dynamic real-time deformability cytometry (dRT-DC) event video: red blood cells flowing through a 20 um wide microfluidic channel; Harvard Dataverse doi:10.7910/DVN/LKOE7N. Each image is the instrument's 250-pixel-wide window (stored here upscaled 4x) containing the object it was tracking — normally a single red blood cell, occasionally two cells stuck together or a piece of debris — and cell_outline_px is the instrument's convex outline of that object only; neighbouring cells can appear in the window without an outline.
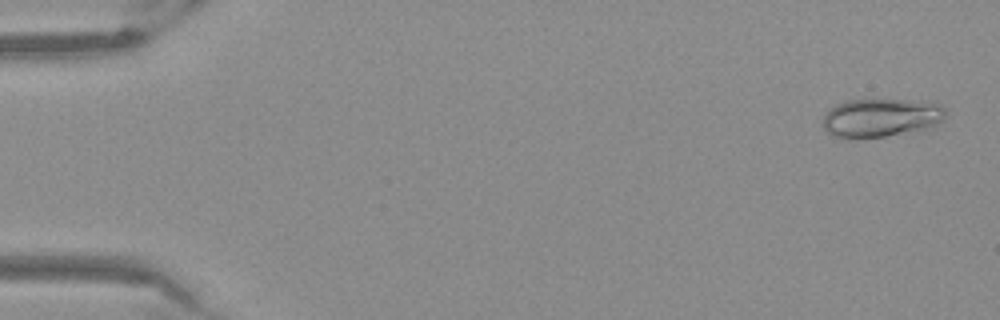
{"species": "Egyptian fruit bat (a non-hibernating species)", "species_latin": "Rousettus aegyptiacus", "temperature_condition": "warm", "stored_images_in_passage": 52, "camera_frame_rate_fps": 3000, "um_per_image_px": 0.085, "frame": {"image": 1, "passage_image": 2, "time_ms": 0.333, "image_size_px": [1000, 320], "cell_outline_px": [[948, 112], [944, 120], [932, 128], [884, 136], [848, 140], [836, 136], [828, 132], [824, 128], [824, 116], [828, 108], [836, 104], [848, 100], [904, 100], [940, 104], [948, 108]], "centroid_in_image_um": [74.92, 10.02], "position_along_channel_um": 10.1, "area_um2": 27.92}}
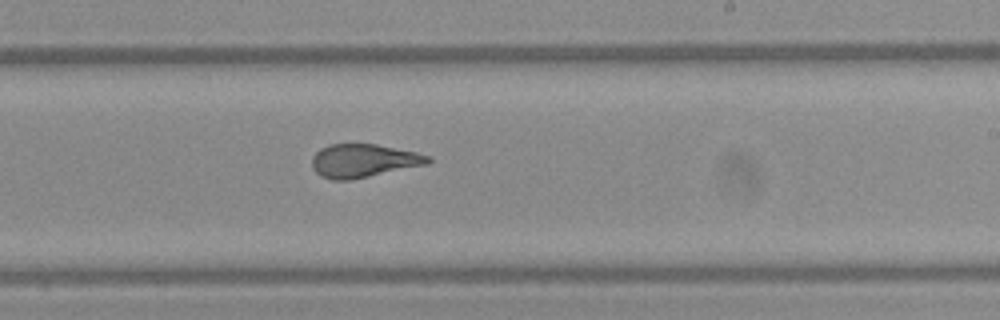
{"frame": {"image": 2, "passage_image": 32, "time_ms": 10.333, "image_size_px": [1000, 320], "cell_outline_px": [[432, 160], [428, 164], [348, 180], [332, 180], [320, 176], [312, 168], [312, 156], [320, 148], [328, 144], [376, 144], [416, 152], [432, 156]], "centroid_in_image_um": [30.88, 13.65], "position_along_channel_um": 258.1, "area_um2": 22.54}}
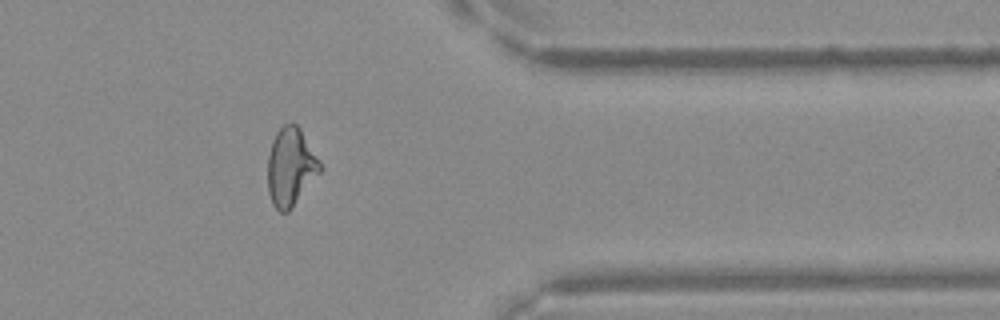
{"frame": {"image": 3, "passage_image": 43, "time_ms": 14.0, "image_size_px": [1000, 320], "cell_outline_px": [[324, 168], [292, 208], [288, 212], [280, 212], [272, 204], [268, 192], [268, 156], [272, 140], [276, 132], [284, 124], [296, 124], [300, 128], [320, 160]], "centroid_in_image_um": [24.72, 14.2], "position_along_channel_um": 386.7, "area_um2": 23.99}}